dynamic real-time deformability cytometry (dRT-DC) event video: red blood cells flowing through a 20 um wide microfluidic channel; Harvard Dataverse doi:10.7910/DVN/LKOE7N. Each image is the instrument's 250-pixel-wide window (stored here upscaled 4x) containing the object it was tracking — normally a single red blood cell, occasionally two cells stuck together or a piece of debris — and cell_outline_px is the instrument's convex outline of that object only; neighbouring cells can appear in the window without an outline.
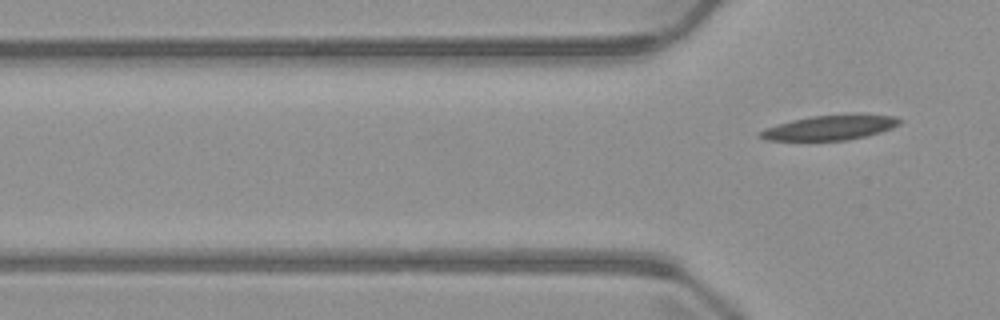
{"species": "common noctule bat (a hibernating species)", "species_latin": "Nyctalus noctula", "temperature_condition": "warm", "stored_images_in_passage": 2, "camera_frame_rate_fps": 3000, "um_per_image_px": 0.085, "animal": {"sex": "male", "body_mass_g": 23.1, "forearm_length_mm": 52.7}, "frame": {"image": 1, "passage_image": 2, "time_ms": 2.0, "image_size_px": [1000, 320], "cell_outline_px": [[900, 124], [892, 128], [868, 136], [848, 140], [764, 140], [756, 136], [756, 132], [764, 128], [776, 124], [792, 120], [812, 116], [852, 112], [856, 112], [896, 116], [900, 120]], "centroid_in_image_um": [70.55, 10.81], "position_along_channel_um": 55.2, "area_um2": 20.92}}